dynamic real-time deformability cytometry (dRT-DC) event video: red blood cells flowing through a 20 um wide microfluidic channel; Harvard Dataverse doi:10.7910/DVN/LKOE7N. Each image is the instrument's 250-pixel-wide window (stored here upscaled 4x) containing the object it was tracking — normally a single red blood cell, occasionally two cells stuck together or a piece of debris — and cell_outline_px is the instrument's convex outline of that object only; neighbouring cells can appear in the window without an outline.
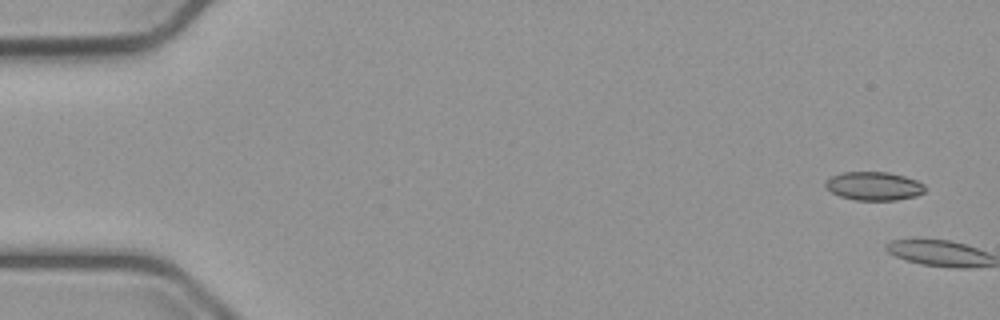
{"species": "common noctule bat (a hibernating species)", "species_latin": "Nyctalus noctula", "temperature_condition": "cold", "stored_images_in_passage": 2, "camera_frame_rate_fps": 3000, "um_per_image_px": 0.085, "animal": {"sex": "male", "body_mass_g": 23.1, "forearm_length_mm": 52.7}, "frame": {"image": 1, "passage_image": 1, "time_ms": 0.0, "image_size_px": [1000, 320], "cell_outline_px": [[924, 192], [916, 196], [896, 200], [856, 200], [840, 196], [824, 188], [824, 180], [832, 176], [844, 172], [888, 172], [904, 176], [916, 180], [924, 184]], "centroid_in_image_um": [74.25, 15.81], "position_along_channel_um": 10.8, "area_um2": 16.59}}